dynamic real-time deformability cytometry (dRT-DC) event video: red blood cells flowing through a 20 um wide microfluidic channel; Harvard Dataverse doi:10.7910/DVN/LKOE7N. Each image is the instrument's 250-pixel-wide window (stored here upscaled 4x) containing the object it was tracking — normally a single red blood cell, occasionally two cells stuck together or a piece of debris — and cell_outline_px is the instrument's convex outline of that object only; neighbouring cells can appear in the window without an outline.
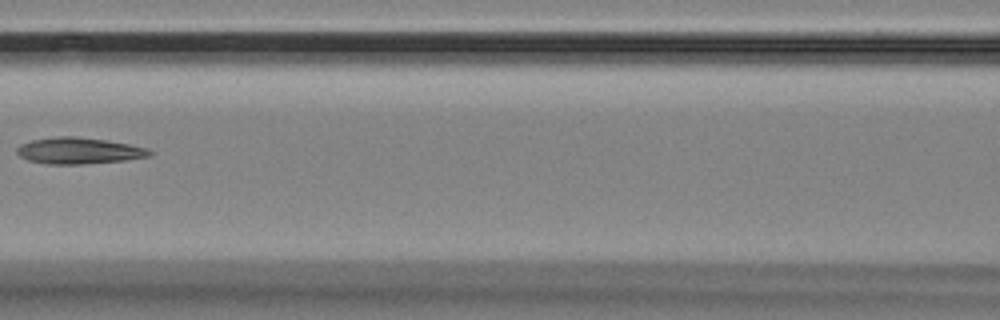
{"species": "Egyptian fruit bat (a non-hibernating species)", "species_latin": "Rousettus aegyptiacus", "temperature_condition": "room temperature", "stored_images_in_passage": 14, "camera_frame_rate_fps": 3000, "um_per_image_px": 0.085, "animal": {"sex": "female"}, "frame": {"image": 1, "passage_image": 5, "time_ms": 4.667, "image_size_px": [1000, 320], "cell_outline_px": [[152, 152], [148, 156], [124, 160], [84, 164], [48, 164], [28, 160], [20, 156], [16, 152], [16, 148], [20, 144], [32, 140], [60, 136], [72, 136], [108, 140], [148, 148]], "centroid_in_image_um": [6.67, 12.81], "position_along_channel_um": 159.9, "area_um2": 20.23}}
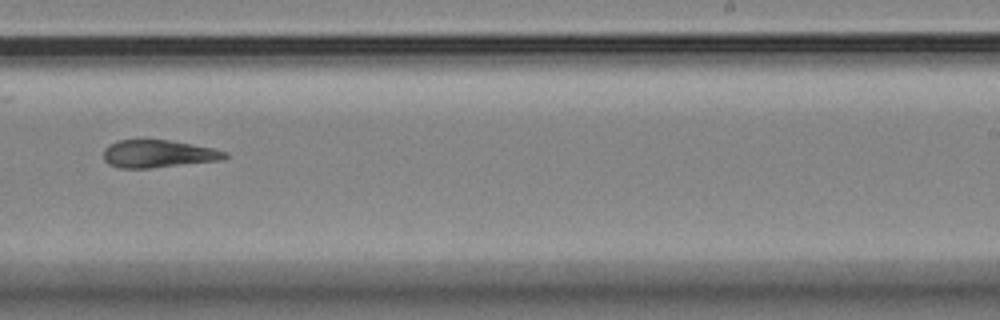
{"frame": {"image": 2, "passage_image": 8, "time_ms": 8.0, "image_size_px": [1000, 320], "cell_outline_px": [[228, 156], [224, 160], [148, 168], [120, 168], [108, 164], [104, 160], [104, 148], [108, 144], [116, 140], [168, 140], [192, 144], [212, 148], [228, 152]], "centroid_in_image_um": [13.44, 13.07], "position_along_channel_um": 275.6, "area_um2": 19.59}}
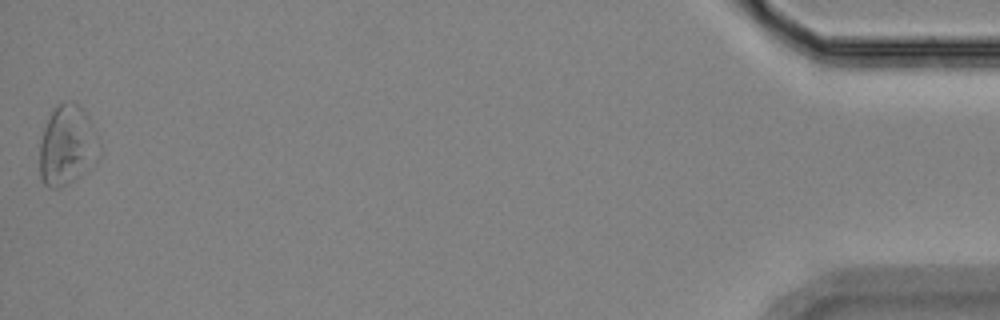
{"frame": {"image": 3, "passage_image": 14, "time_ms": 15.0, "image_size_px": [1000, 320], "cell_outline_px": [[100, 160], [92, 168], [68, 184], [60, 188], [48, 188], [40, 180], [40, 144], [44, 128], [52, 108], [64, 100], [72, 100], [84, 112], [100, 144]], "centroid_in_image_um": [5.71, 12.4], "position_along_channel_um": 429.5, "area_um2": 28.15}, "authors_computed_cell_mechanics": {"area_um2": 20.4901, "velocity_mm_per_s": 3.5026, "shape_relaxation_time_tau1_ms": 7.5141, "shape_relaxation_time_tau2_ms": null, "deformation_change_tau1": 0.1648, "deformation_change_tau2": null}}